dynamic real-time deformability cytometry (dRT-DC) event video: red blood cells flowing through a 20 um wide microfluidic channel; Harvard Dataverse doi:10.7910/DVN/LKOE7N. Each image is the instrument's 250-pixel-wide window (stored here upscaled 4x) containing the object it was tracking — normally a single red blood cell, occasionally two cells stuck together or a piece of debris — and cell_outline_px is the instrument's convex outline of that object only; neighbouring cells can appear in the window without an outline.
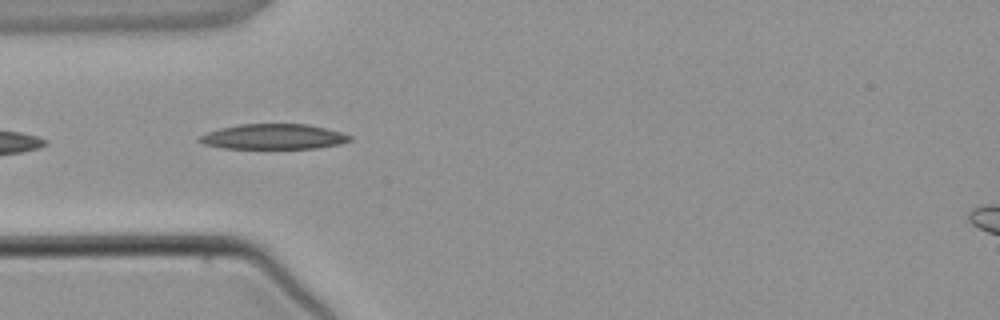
{"species": "common noctule bat (a hibernating species)", "species_latin": "Nyctalus noctula", "temperature_condition": "warm", "stored_images_in_passage": 3, "camera_frame_rate_fps": 3000, "um_per_image_px": 0.085, "animal": {"sex": "male", "body_mass_g": 21.5, "forearm_length_mm": 52.0}, "frame": {"image": 1, "passage_image": 2, "time_ms": 1.333, "image_size_px": [1000, 320], "cell_outline_px": [[352, 140], [340, 144], [316, 148], [224, 148], [204, 144], [196, 140], [200, 136], [208, 132], [220, 128], [240, 124], [308, 124], [340, 132], [352, 136]], "centroid_in_image_um": [23.25, 11.61], "position_along_channel_um": 61.8, "area_um2": 21.96}}